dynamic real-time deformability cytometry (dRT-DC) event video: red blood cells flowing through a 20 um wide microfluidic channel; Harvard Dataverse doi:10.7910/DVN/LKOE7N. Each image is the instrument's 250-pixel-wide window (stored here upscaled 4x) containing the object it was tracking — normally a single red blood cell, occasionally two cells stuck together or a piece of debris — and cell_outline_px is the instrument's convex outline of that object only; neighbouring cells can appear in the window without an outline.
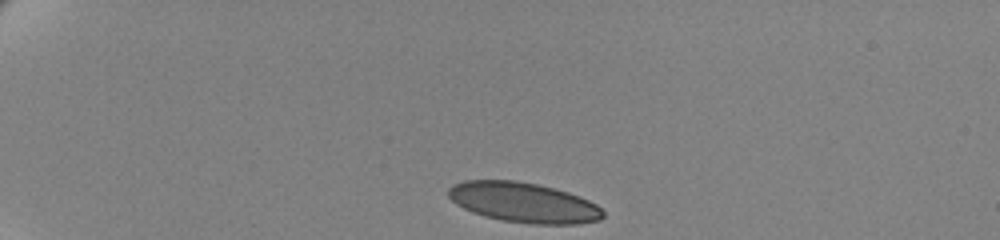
{"species": "human", "species_latin": "Homo sapiens", "temperature_condition": "cold", "stored_images_in_passage": 13, "camera_frame_rate_fps": 3000, "um_per_image_px": 0.085, "donor": {"sex": "female"}, "frame": {"image": 1, "passage_image": 1, "time_ms": 0.0, "image_size_px": [1000, 240], "cell_outline_px": [[604, 216], [600, 220], [580, 224], [532, 224], [500, 220], [484, 216], [472, 212], [456, 204], [448, 196], [448, 188], [452, 184], [464, 180], [516, 180], [536, 184], [568, 192], [580, 196], [596, 204], [604, 212]], "centroid_in_image_um": [44.49, 17.21], "position_along_channel_um": 40.5, "area_um2": 36.24}}
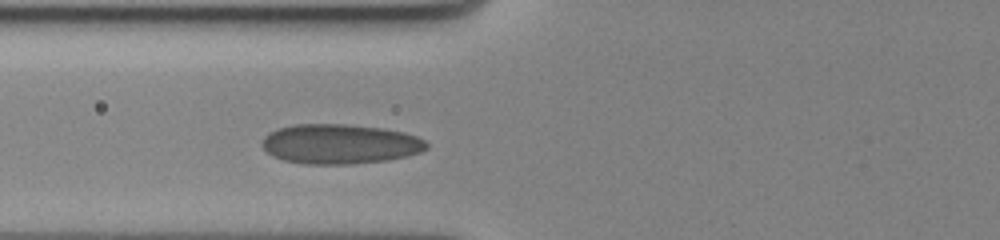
{"frame": {"image": 2, "passage_image": 10, "time_ms": 3.0, "image_size_px": [1000, 240], "cell_outline_px": [[428, 148], [420, 152], [388, 160], [348, 164], [308, 164], [284, 160], [272, 156], [260, 144], [264, 136], [268, 132], [276, 128], [296, 124], [344, 124], [380, 128], [404, 132], [416, 136], [424, 140], [428, 144]], "centroid_in_image_um": [28.86, 12.23], "position_along_channel_um": 96.9, "area_um2": 38.09}}
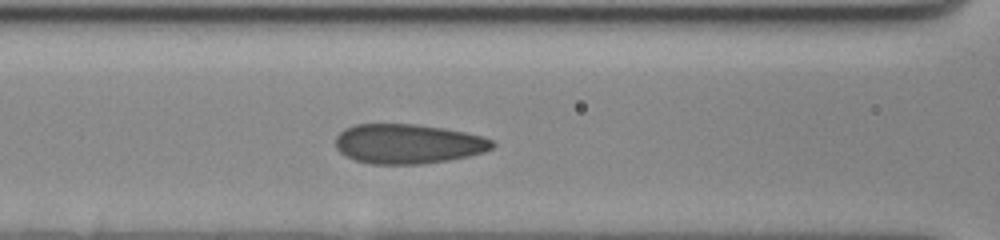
{"frame": {"image": 3, "passage_image": 13, "time_ms": 4.0, "image_size_px": [1000, 240], "cell_outline_px": [[496, 144], [492, 148], [484, 152], [468, 156], [448, 160], [420, 164], [372, 164], [356, 160], [344, 156], [336, 148], [336, 136], [344, 128], [356, 124], [416, 124], [444, 128], [464, 132], [480, 136], [492, 140]], "centroid_in_image_um": [34.65, 12.22], "position_along_channel_um": 131.9, "area_um2": 36.24}}